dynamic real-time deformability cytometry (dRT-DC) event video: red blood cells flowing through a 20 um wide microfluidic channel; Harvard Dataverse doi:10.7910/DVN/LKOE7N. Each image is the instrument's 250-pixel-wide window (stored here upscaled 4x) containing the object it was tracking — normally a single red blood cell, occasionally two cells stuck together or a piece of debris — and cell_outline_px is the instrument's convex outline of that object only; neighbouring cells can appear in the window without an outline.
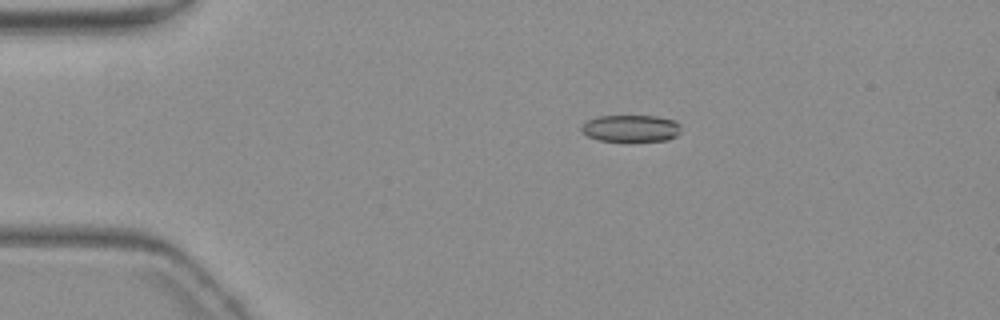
{"species": "common noctule bat (a hibernating species)", "species_latin": "Nyctalus noctula", "temperature_condition": "warm", "stored_images_in_passage": 7, "camera_frame_rate_fps": 3000, "um_per_image_px": 0.085, "animal": {"sex": "female", "body_mass_g": 19.3, "forearm_length_mm": 54.1}, "frame": {"image": 1, "passage_image": 2, "time_ms": 1.333, "image_size_px": [1000, 320], "cell_outline_px": [[680, 132], [676, 136], [668, 140], [600, 140], [588, 136], [580, 132], [580, 128], [588, 120], [600, 116], [656, 116], [672, 120], [680, 124]], "centroid_in_image_um": [53.62, 10.9], "position_along_channel_um": 31.4, "area_um2": 15.32}}
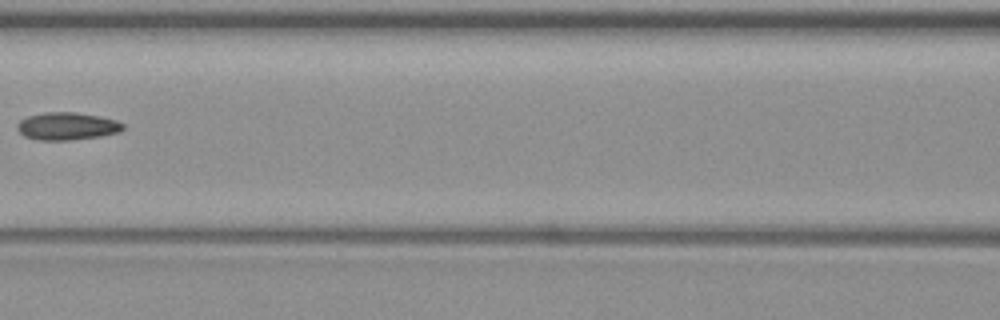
{"frame": {"image": 2, "passage_image": 6, "time_ms": 6.333, "image_size_px": [1000, 320], "cell_outline_px": [[124, 128], [120, 132], [100, 136], [72, 140], [36, 140], [24, 136], [16, 128], [20, 120], [28, 116], [48, 112], [76, 112], [100, 116], [116, 120], [124, 124]], "centroid_in_image_um": [5.71, 10.73], "position_along_channel_um": 160.9, "area_um2": 17.05}}
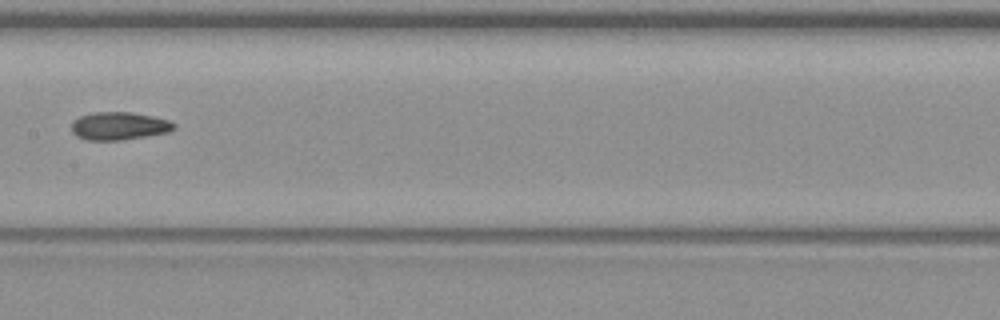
{"frame": {"image": 3, "passage_image": 7, "time_ms": 7.333, "image_size_px": [1000, 320], "cell_outline_px": [[176, 128], [168, 132], [148, 136], [120, 140], [84, 140], [76, 136], [72, 132], [72, 120], [80, 116], [96, 112], [128, 112], [152, 116], [168, 120], [176, 124]], "centroid_in_image_um": [10.11, 10.71], "position_along_channel_um": 197.3, "area_um2": 16.7}}